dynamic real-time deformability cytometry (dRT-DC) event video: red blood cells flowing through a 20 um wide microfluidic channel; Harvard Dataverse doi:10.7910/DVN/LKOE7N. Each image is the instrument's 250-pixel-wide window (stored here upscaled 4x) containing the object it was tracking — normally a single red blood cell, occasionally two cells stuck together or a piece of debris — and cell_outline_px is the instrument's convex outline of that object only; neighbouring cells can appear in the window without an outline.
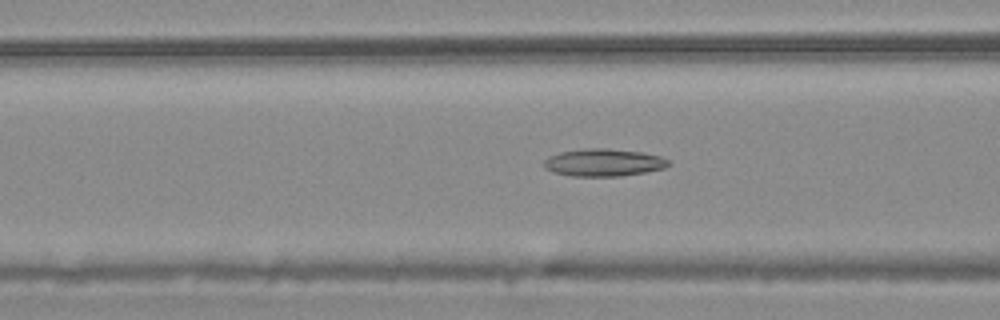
{"species": "common noctule bat (a hibernating species)", "species_latin": "Nyctalus noctula", "temperature_condition": "warm", "stored_images_in_passage": 49, "camera_frame_rate_fps": 3000, "um_per_image_px": 0.085, "animal": {"sex": "male", "body_mass_g": 20.4}, "frame": {"image": 1, "passage_image": 21, "time_ms": 6.667, "image_size_px": [1000, 320], "cell_outline_px": [[672, 164], [664, 168], [644, 172], [620, 176], [572, 176], [556, 172], [544, 168], [544, 160], [548, 156], [560, 152], [588, 148], [608, 148], [644, 152], [660, 156], [668, 160]], "centroid_in_image_um": [51.32, 13.8], "position_along_channel_um": 115.3, "area_um2": 19.94}}
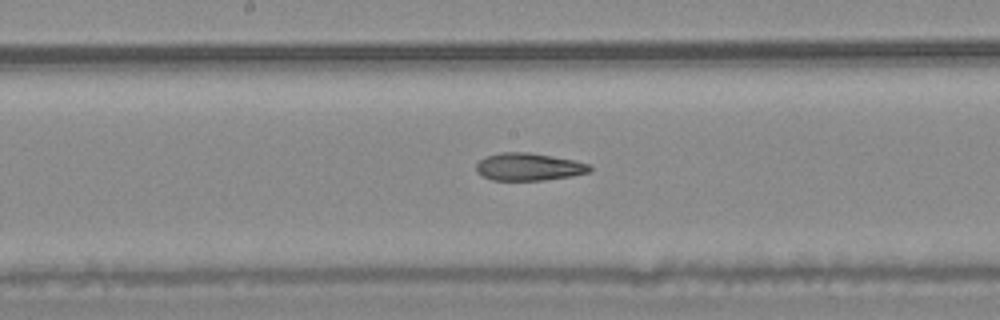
{"frame": {"image": 2, "passage_image": 28, "time_ms": 9.0, "image_size_px": [1000, 320], "cell_outline_px": [[592, 172], [572, 176], [544, 180], [492, 180], [476, 172], [476, 164], [484, 156], [500, 152], [528, 152], [552, 156], [572, 160], [588, 164], [592, 168]], "centroid_in_image_um": [44.93, 14.18], "position_along_channel_um": 203.3, "area_um2": 18.26}}
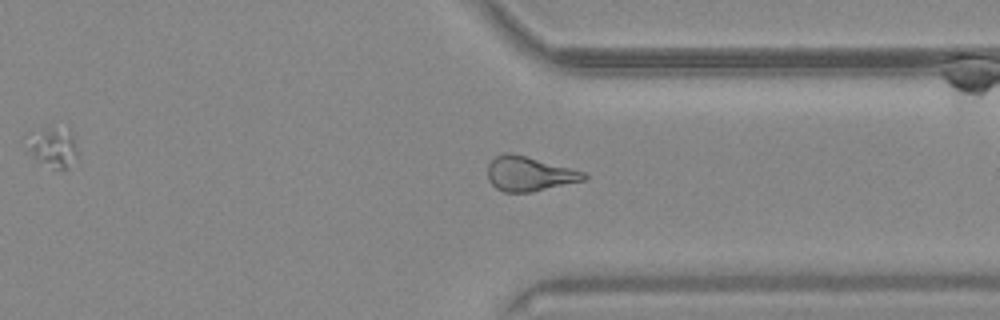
{"frame": {"image": 3, "passage_image": 41, "time_ms": 13.333, "image_size_px": [1000, 320], "cell_outline_px": [[588, 180], [532, 192], [504, 192], [496, 188], [488, 180], [488, 164], [496, 156], [504, 152], [512, 152], [584, 172], [588, 176]], "centroid_in_image_um": [44.99, 14.78], "position_along_channel_um": 366.4, "area_um2": 19.48}}